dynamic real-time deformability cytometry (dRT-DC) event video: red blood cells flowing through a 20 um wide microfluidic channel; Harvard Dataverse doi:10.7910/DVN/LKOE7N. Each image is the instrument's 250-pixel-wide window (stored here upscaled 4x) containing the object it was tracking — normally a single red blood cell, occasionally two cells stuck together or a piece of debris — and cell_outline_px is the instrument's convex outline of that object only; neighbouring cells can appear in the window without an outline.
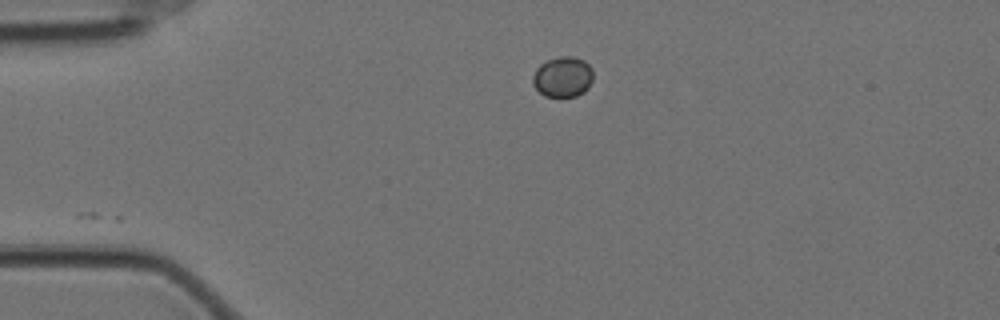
{"species": "Egyptian fruit bat (a non-hibernating species)", "species_latin": "Rousettus aegyptiacus", "temperature_condition": "cold", "stored_images_in_passage": 6, "camera_frame_rate_fps": 3000, "um_per_image_px": 0.085, "animal": {"sex": "female"}, "frame": {"image": 1, "passage_image": 1, "time_ms": 0.0, "image_size_px": [1000, 320], "cell_outline_px": [[592, 80], [588, 88], [584, 92], [576, 96], [544, 96], [532, 84], [532, 76], [536, 68], [540, 64], [548, 60], [560, 56], [572, 56], [584, 60], [592, 68]], "centroid_in_image_um": [47.83, 6.53], "position_along_channel_um": 37.2, "area_um2": 14.28}}